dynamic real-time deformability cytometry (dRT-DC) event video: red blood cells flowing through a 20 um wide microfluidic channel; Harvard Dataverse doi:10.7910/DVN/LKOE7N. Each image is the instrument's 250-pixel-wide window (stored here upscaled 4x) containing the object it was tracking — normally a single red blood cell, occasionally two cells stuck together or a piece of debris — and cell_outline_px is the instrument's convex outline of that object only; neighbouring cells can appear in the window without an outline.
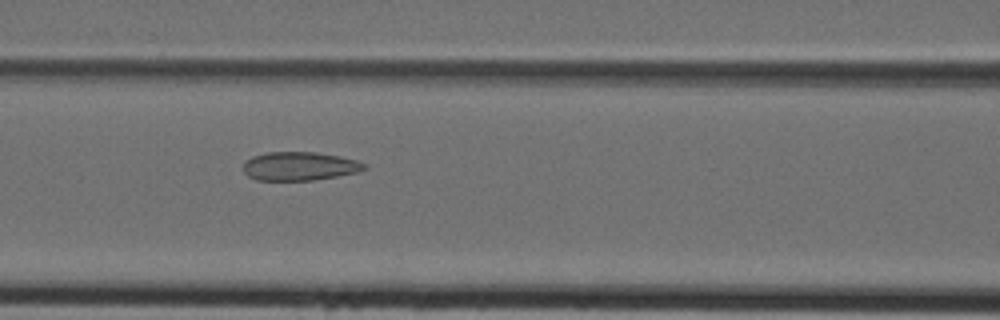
{"species": "Egyptian fruit bat (a non-hibernating species)", "species_latin": "Rousettus aegyptiacus", "temperature_condition": "cold", "stored_images_in_passage": 33, "camera_frame_rate_fps": 3000, "um_per_image_px": 0.085, "animal": {"sex": "female"}, "frame": {"image": 1, "passage_image": 8, "time_ms": 2.333, "image_size_px": [1000, 320], "cell_outline_px": [[368, 168], [356, 172], [316, 180], [256, 180], [248, 176], [244, 172], [244, 160], [252, 156], [268, 152], [316, 152], [340, 156], [356, 160], [368, 164]], "centroid_in_image_um": [25.46, 14.12], "position_along_channel_um": 141.1, "area_um2": 20.29}}
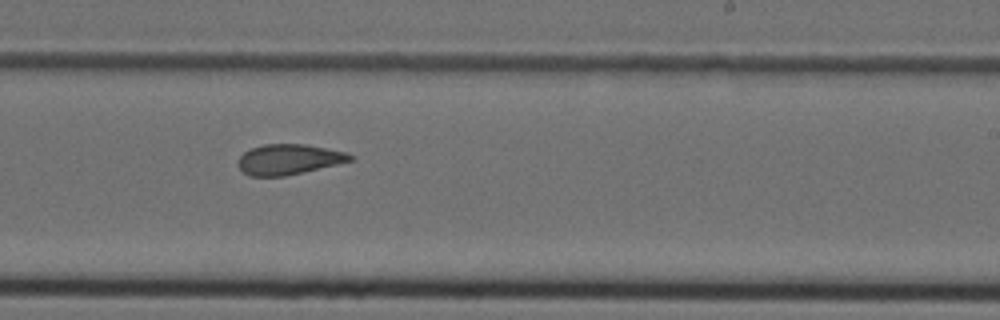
{"frame": {"image": 2, "passage_image": 16, "time_ms": 5.0, "image_size_px": [1000, 320], "cell_outline_px": [[352, 160], [336, 164], [284, 176], [248, 176], [236, 164], [236, 160], [244, 152], [252, 148], [264, 144], [304, 144], [344, 152], [352, 156]], "centroid_in_image_um": [24.46, 13.55], "position_along_channel_um": 264.5, "area_um2": 19.48}}
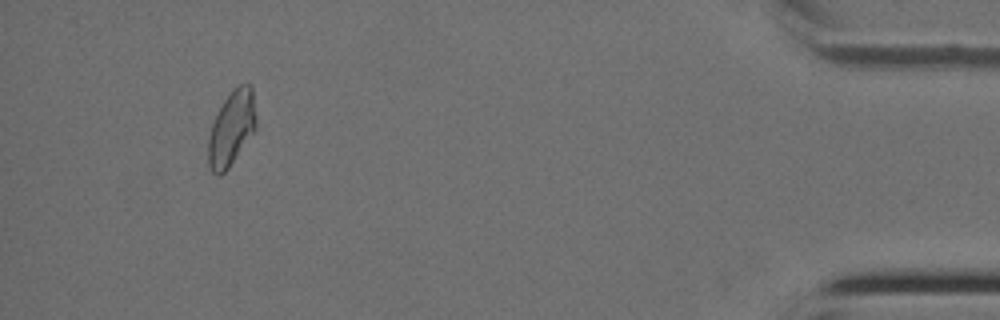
{"frame": {"image": 3, "passage_image": 30, "time_ms": 9.667, "image_size_px": [1000, 320], "cell_outline_px": [[256, 128], [228, 168], [220, 176], [212, 172], [208, 164], [208, 140], [212, 124], [224, 100], [232, 88], [240, 84], [252, 84], [256, 120]], "centroid_in_image_um": [19.68, 10.88], "position_along_channel_um": 415.5, "area_um2": 20.63}}